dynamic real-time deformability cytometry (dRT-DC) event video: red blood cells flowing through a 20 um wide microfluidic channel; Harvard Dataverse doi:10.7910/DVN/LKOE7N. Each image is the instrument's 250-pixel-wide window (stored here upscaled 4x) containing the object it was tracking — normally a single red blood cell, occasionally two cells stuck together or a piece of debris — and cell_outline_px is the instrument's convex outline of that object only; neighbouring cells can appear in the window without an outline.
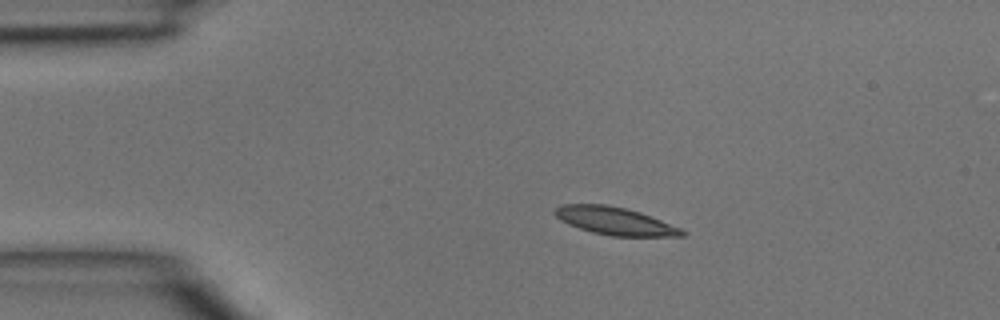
{"species": "common noctule bat (a hibernating species)", "species_latin": "Nyctalus noctula", "temperature_condition": "room temperature", "stored_images_in_passage": 38, "camera_frame_rate_fps": 3000, "um_per_image_px": 0.085, "animal": {"sex": "male", "body_mass_g": 15.6}, "frame": {"image": 1, "passage_image": 1, "time_ms": 0.0, "image_size_px": [1000, 320], "cell_outline_px": [[688, 232], [684, 236], [612, 236], [592, 232], [568, 224], [560, 220], [552, 212], [560, 204], [604, 204], [624, 208], [640, 212], [680, 228]], "centroid_in_image_um": [52.24, 18.78], "position_along_channel_um": 32.8, "area_um2": 20.4}}
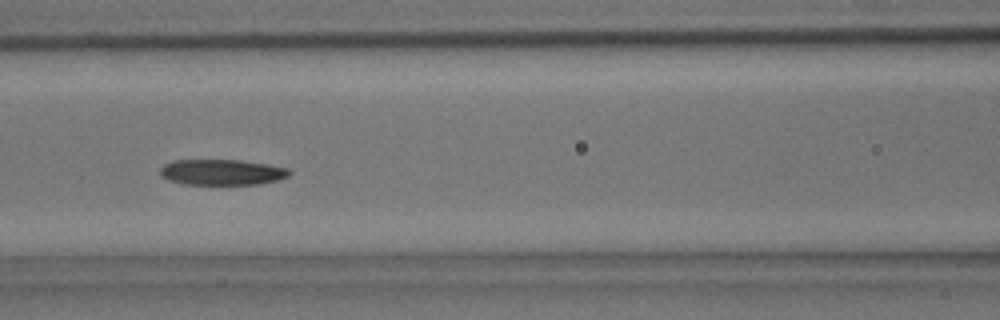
{"frame": {"image": 2, "passage_image": 12, "time_ms": 3.667, "image_size_px": [1000, 320], "cell_outline_px": [[292, 172], [288, 176], [276, 180], [260, 184], [184, 184], [168, 180], [160, 176], [160, 168], [164, 164], [172, 160], [240, 160], [288, 168]], "centroid_in_image_um": [18.82, 14.63], "position_along_channel_um": 147.8, "area_um2": 19.31}}
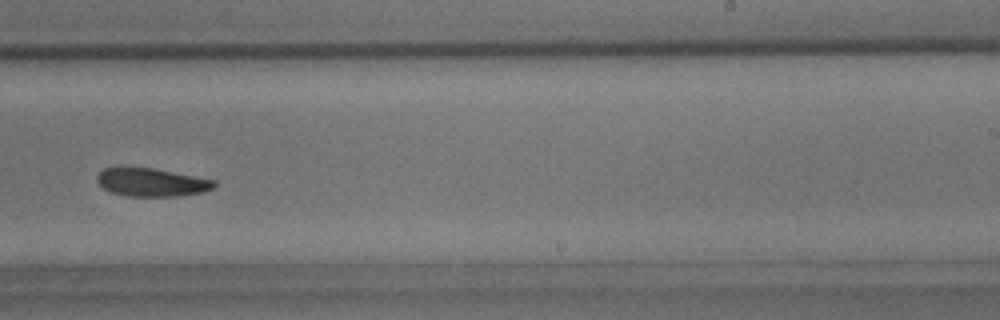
{"frame": {"image": 3, "passage_image": 21, "time_ms": 6.667, "image_size_px": [1000, 320], "cell_outline_px": [[216, 184], [212, 188], [204, 192], [176, 196], [124, 196], [112, 192], [104, 188], [96, 180], [96, 176], [104, 168], [152, 168], [216, 180]], "centroid_in_image_um": [12.89, 15.5], "position_along_channel_um": 276.1, "area_um2": 19.02}}